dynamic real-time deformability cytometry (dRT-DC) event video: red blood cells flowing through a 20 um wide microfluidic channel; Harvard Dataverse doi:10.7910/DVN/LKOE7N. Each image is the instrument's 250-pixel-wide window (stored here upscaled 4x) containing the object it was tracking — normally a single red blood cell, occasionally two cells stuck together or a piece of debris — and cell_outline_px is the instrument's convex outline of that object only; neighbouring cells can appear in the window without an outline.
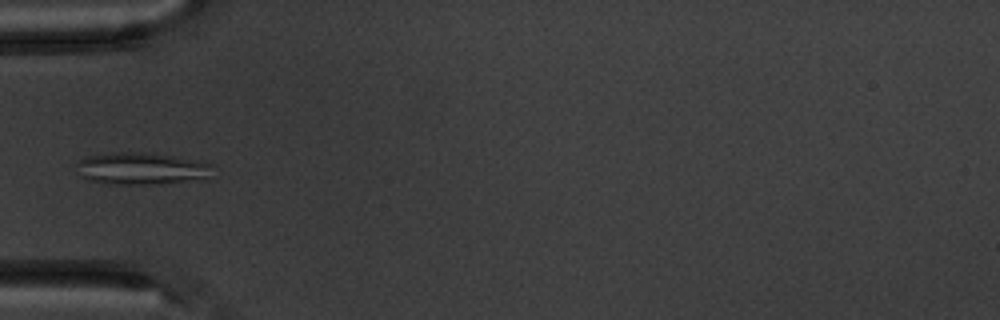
{"species": "common noctule bat (a hibernating species)", "species_latin": "Nyctalus noctula", "temperature_condition": "warm", "stored_images_in_passage": 5, "camera_frame_rate_fps": 3000, "um_per_image_px": 0.085, "animal": {"sex": "male", "body_mass_g": 20.1, "forearm_length_mm": 53.5}, "frame": {"image": 1, "passage_image": 3, "time_ms": 2.333, "image_size_px": [1000, 320], "cell_outline_px": [[212, 164], [208, 180], [156, 184], [108, 184], [88, 180], [80, 176], [80, 160], [88, 156], [112, 152], [152, 152]], "centroid_in_image_um": [12.08, 14.34], "position_along_channel_um": 72.9, "area_um2": 25.49}}
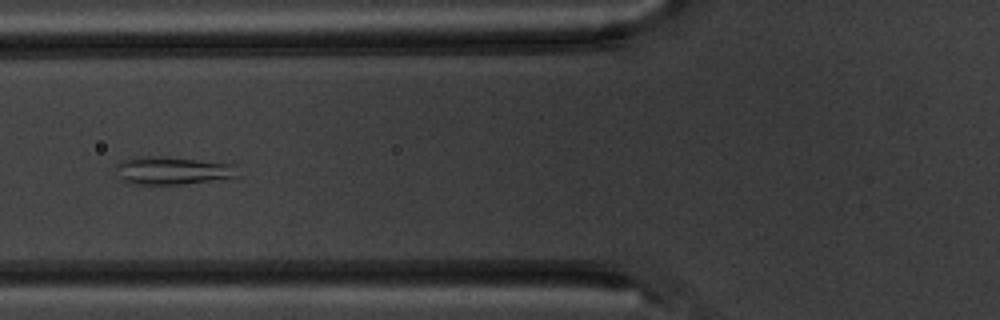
{"frame": {"image": 2, "passage_image": 4, "time_ms": 3.333, "image_size_px": [1000, 320], "cell_outline_px": [[244, 176], [184, 184], [132, 184], [116, 176], [116, 164], [124, 160], [136, 156], [160, 156], [236, 164]], "centroid_in_image_um": [14.73, 14.5], "position_along_channel_um": 111.1, "area_um2": 20.17}}